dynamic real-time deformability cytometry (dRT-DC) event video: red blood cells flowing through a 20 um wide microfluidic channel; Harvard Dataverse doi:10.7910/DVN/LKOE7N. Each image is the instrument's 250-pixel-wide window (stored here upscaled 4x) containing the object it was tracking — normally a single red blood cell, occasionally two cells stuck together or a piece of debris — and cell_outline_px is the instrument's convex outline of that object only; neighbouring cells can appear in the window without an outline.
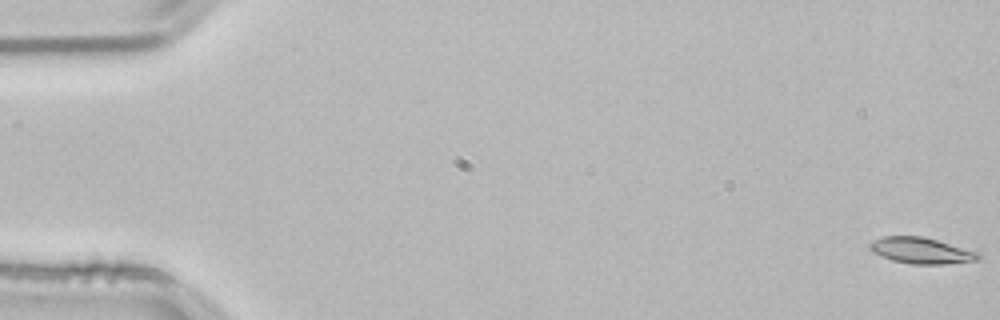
{"species": "common noctule bat (a hibernating species)", "species_latin": "Nyctalus noctula", "temperature_condition": "room temperature", "stored_images_in_passage": 54, "camera_frame_rate_fps": 3000, "um_per_image_px": 0.085, "animal": {"sex": "male", "body_mass_g": 21.5, "forearm_length_mm": 52.0}, "frame": {"image": 1, "passage_image": 1, "time_ms": 0.0, "image_size_px": [1000, 320], "cell_outline_px": [[980, 260], [944, 264], [912, 264], [892, 260], [872, 252], [868, 248], [868, 244], [872, 240], [884, 236], [924, 236], [980, 252]], "centroid_in_image_um": [78.3, 21.29], "position_along_channel_um": 6.7, "area_um2": 16.7}}
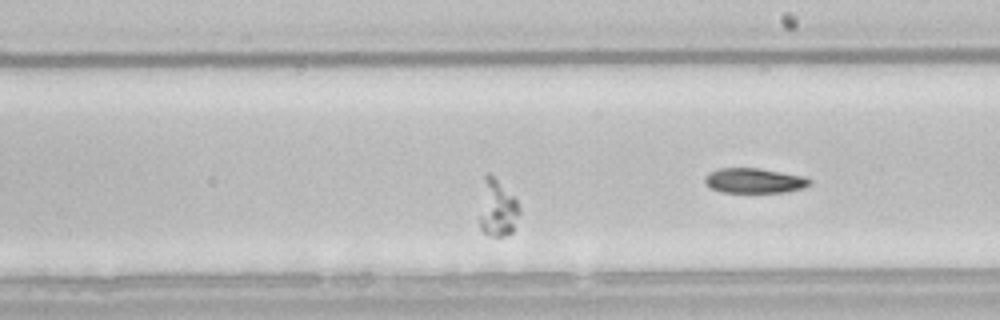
{"frame": {"image": 2, "passage_image": 30, "time_ms": 9.667, "image_size_px": [1000, 320], "cell_outline_px": [[520, 212], [512, 232], [504, 236], [492, 236], [484, 232], [480, 228], [480, 216], [484, 176], [488, 172], [516, 200], [520, 208]], "centroid_in_image_um": [42.29, 17.75], "position_along_channel_um": 246.7, "area_um2": 12.77}}
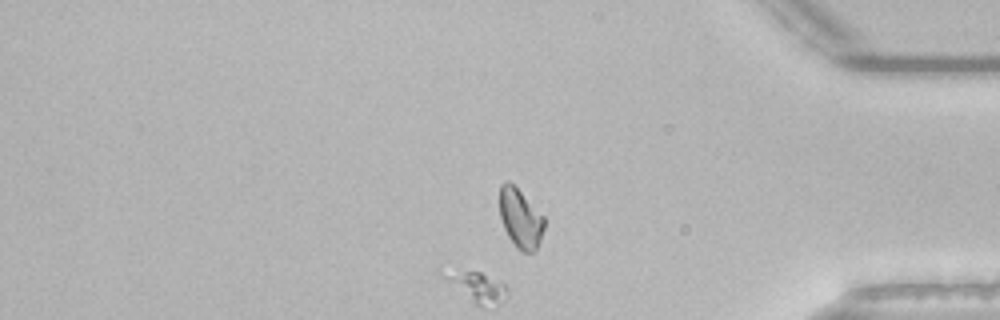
{"frame": {"image": 3, "passage_image": 45, "time_ms": 14.667, "image_size_px": [1000, 320], "cell_outline_px": [[544, 228], [540, 240], [536, 248], [532, 252], [524, 252], [516, 248], [508, 236], [504, 228], [500, 216], [500, 184], [504, 180], [508, 180], [544, 216]], "centroid_in_image_um": [44.22, 18.56], "position_along_channel_um": 391.0, "area_um2": 15.2}}